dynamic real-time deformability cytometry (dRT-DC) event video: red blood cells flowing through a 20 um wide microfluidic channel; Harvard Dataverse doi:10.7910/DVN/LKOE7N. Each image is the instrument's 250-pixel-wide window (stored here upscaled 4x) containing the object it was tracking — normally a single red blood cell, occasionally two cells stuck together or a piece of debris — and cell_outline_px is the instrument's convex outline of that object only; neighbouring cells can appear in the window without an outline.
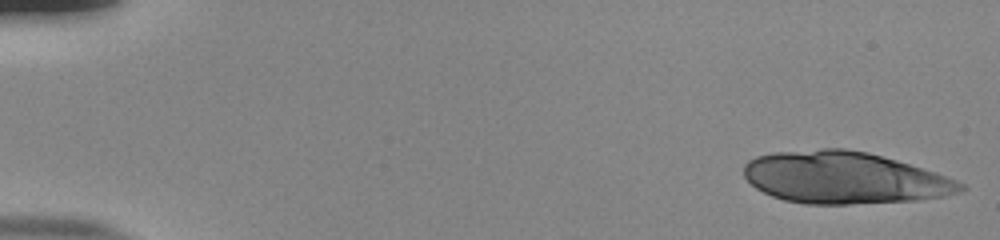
{"species": "human", "species_latin": "Homo sapiens", "temperature_condition": "room temperature", "stored_images_in_passage": 18, "camera_frame_rate_fps": 3000, "um_per_image_px": 0.085, "donor": {"sex": "male"}, "frame": {"image": 1, "passage_image": 1, "time_ms": 0.0, "image_size_px": [1000, 240], "cell_outline_px": [[968, 188], [960, 192], [940, 196], [916, 200], [848, 204], [804, 204], [784, 200], [772, 196], [756, 188], [744, 176], [744, 164], [748, 160], [756, 156], [772, 152], [824, 148], [844, 148], [868, 152], [896, 160], [936, 172], [956, 180], [964, 184]], "centroid_in_image_um": [71.74, 15.1], "position_along_channel_um": 13.3, "area_um2": 65.55}}